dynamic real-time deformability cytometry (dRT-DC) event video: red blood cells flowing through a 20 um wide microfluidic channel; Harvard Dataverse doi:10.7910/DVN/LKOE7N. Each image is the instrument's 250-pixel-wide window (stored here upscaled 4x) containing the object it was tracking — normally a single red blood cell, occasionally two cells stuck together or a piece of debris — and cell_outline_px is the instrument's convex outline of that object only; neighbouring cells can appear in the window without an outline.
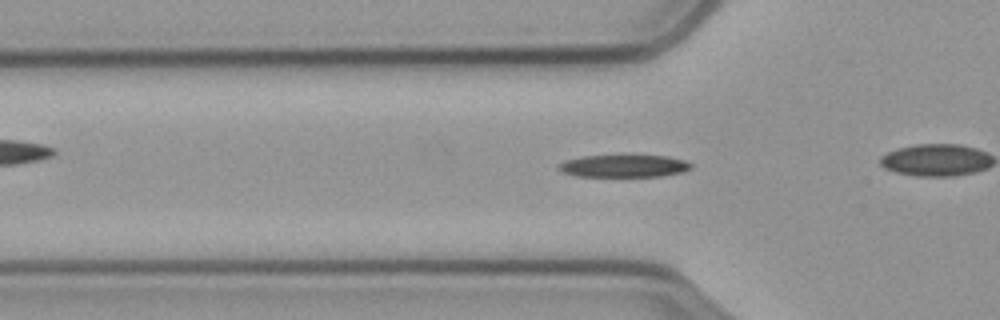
{"species": "common noctule bat (a hibernating species)", "species_latin": "Nyctalus noctula", "temperature_condition": "cold", "stored_images_in_passage": 33, "camera_frame_rate_fps": 3000, "um_per_image_px": 0.085, "animal": {"sex": "male", "body_mass_g": 23.1, "forearm_length_mm": 52.7}, "frame": {"image": 1, "passage_image": 2, "time_ms": 0.333, "image_size_px": [1000, 320], "cell_outline_px": [[692, 168], [684, 172], [660, 176], [576, 176], [564, 172], [556, 168], [556, 164], [564, 160], [580, 156], [624, 152], [668, 156], [684, 160], [692, 164]], "centroid_in_image_um": [53.0, 14.04], "position_along_channel_um": 72.8, "area_um2": 18.55}}
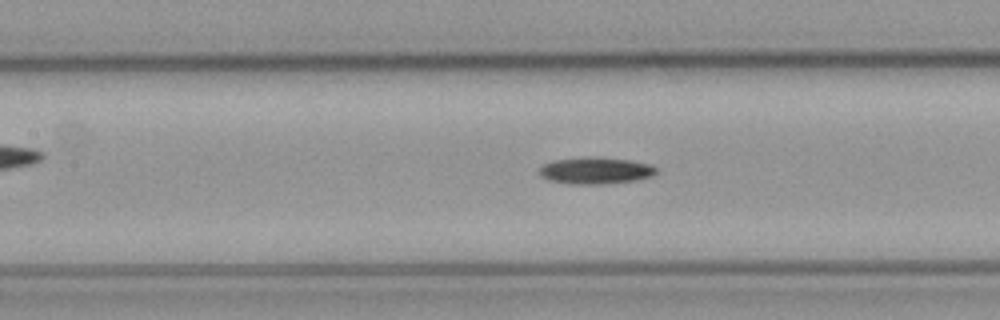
{"frame": {"image": 2, "passage_image": 9, "time_ms": 2.667, "image_size_px": [1000, 320], "cell_outline_px": [[656, 172], [648, 176], [632, 180], [600, 184], [572, 184], [552, 180], [540, 176], [540, 168], [544, 164], [556, 160], [628, 160], [648, 164], [656, 168]], "centroid_in_image_um": [50.59, 14.55], "position_along_channel_um": 156.8, "area_um2": 16.59}}
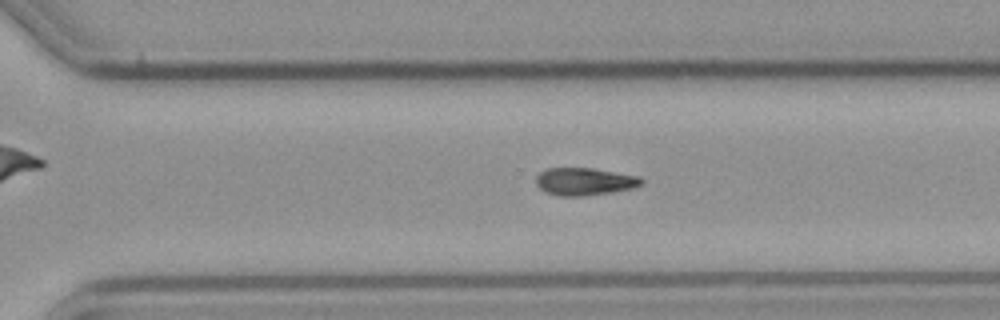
{"frame": {"image": 3, "passage_image": 23, "time_ms": 7.333, "image_size_px": [1000, 320], "cell_outline_px": [[644, 184], [632, 188], [612, 192], [584, 196], [560, 196], [544, 192], [536, 184], [536, 176], [544, 168], [592, 168], [640, 176], [644, 180]], "centroid_in_image_um": [49.69, 15.43], "position_along_channel_um": 320.9, "area_um2": 17.11}, "authors_computed_cell_mechanics": {"area_um2": 17.2244, "velocity_mm_per_s": 3.5301, "shape_relaxation_time_tau1_ms": 10.5042, "shape_relaxation_time_tau2_ms": null, "deformation_change_tau1": 0.2123, "deformation_change_tau2": null}}